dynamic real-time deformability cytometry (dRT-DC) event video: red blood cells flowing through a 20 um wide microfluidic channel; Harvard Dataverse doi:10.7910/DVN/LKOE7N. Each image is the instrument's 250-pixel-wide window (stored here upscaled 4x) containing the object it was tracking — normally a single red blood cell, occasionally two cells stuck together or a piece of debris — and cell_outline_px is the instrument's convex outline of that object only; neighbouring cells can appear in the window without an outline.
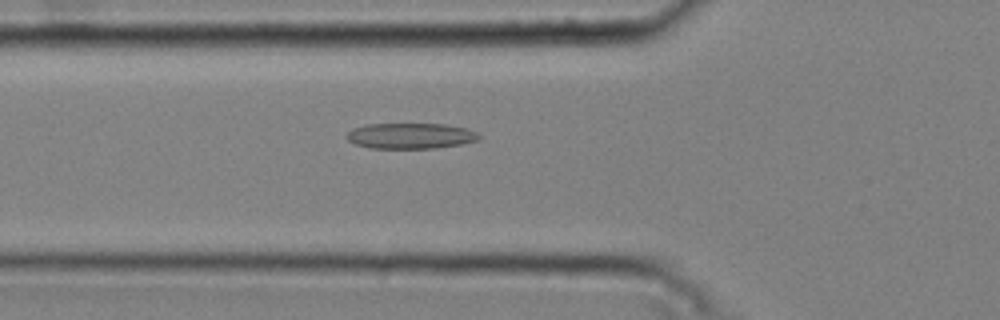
{"species": "common noctule bat (a hibernating species)", "species_latin": "Nyctalus noctula", "temperature_condition": "cold", "stored_images_in_passage": 32, "camera_frame_rate_fps": 3000, "um_per_image_px": 0.085, "animal": {"sex": "male", "body_mass_g": 20.4}, "frame": {"image": 1, "passage_image": 3, "time_ms": 0.667, "image_size_px": [1000, 320], "cell_outline_px": [[480, 140], [464, 144], [436, 148], [368, 148], [356, 144], [348, 140], [344, 136], [352, 128], [368, 124], [444, 124], [468, 128], [476, 132], [480, 136]], "centroid_in_image_um": [34.92, 11.55], "position_along_channel_um": 90.9, "area_um2": 20.0}}
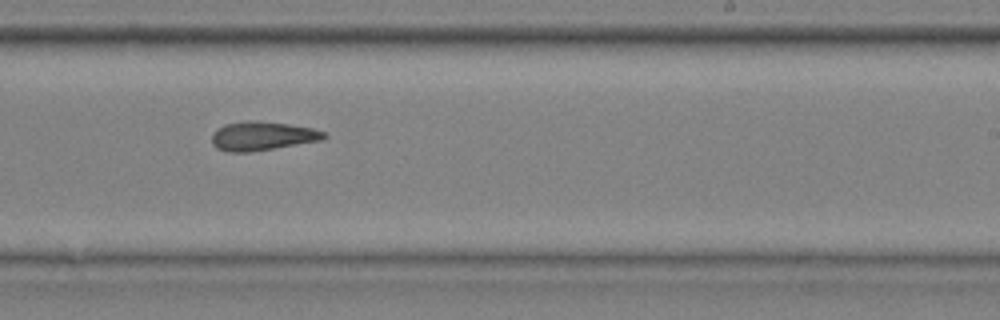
{"frame": {"image": 2, "passage_image": 17, "time_ms": 5.333, "image_size_px": [1000, 320], "cell_outline_px": [[328, 136], [320, 140], [248, 152], [228, 152], [216, 148], [212, 144], [212, 132], [216, 128], [224, 124], [248, 120], [256, 120], [288, 124], [312, 128], [324, 132]], "centroid_in_image_um": [22.22, 11.54], "position_along_channel_um": 266.8, "area_um2": 18.79}}
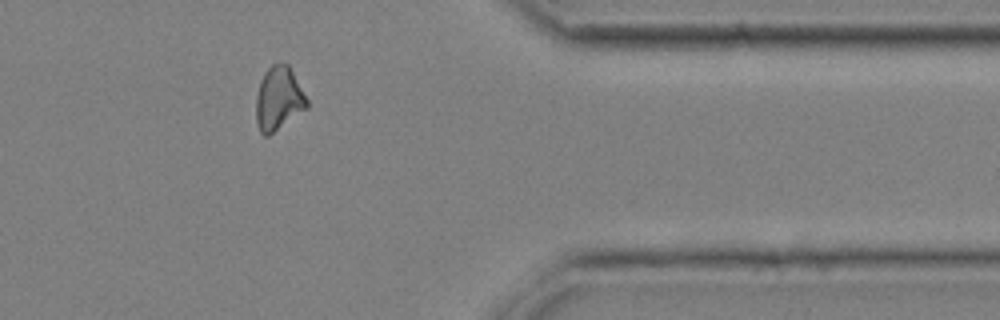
{"frame": {"image": 3, "passage_image": 28, "time_ms": 9.0, "image_size_px": [1000, 320], "cell_outline_px": [[308, 108], [268, 136], [264, 136], [260, 132], [256, 120], [256, 96], [264, 72], [272, 64], [280, 60], [288, 64], [308, 100]], "centroid_in_image_um": [23.68, 8.37], "position_along_channel_um": 387.7, "area_um2": 18.9}, "authors_computed_cell_mechanics": {"area_um2": 18.785, "velocity_mm_per_s": 3.7652, "shape_relaxation_time_tau1_ms": null, "shape_relaxation_time_tau2_ms": 10.9883, "deformation_change_tau1": null, "deformation_change_tau2": 0.2285}}